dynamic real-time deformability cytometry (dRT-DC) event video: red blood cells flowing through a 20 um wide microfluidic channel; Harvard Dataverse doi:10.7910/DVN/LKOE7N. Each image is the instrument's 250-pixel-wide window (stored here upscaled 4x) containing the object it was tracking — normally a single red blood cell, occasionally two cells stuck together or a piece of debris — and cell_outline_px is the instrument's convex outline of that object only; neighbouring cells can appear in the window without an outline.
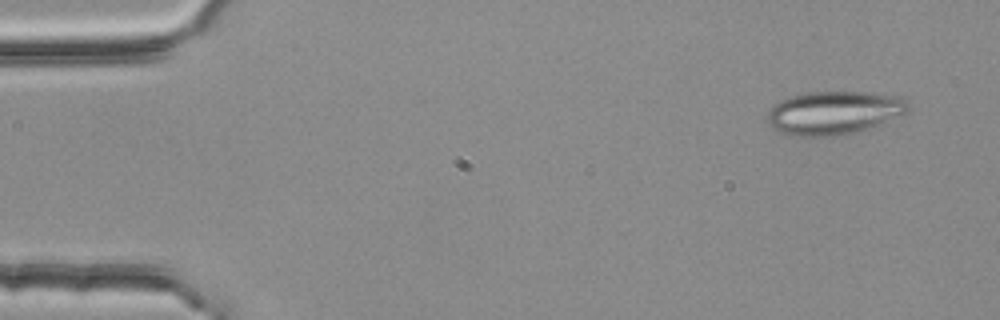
{"species": "common noctule bat (a hibernating species)", "species_latin": "Nyctalus noctula", "temperature_condition": "room temperature", "stored_images_in_passage": 5, "segment_of_instrument_passage": [1, 2], "camera_frame_rate_fps": 3000, "um_per_image_px": 0.085, "animal": {"sex": "female", "body_mass_g": 25.1}, "frame": {"image": 1, "passage_image": 1, "time_ms": 0.0, "image_size_px": [1000, 320], "cell_outline_px": [[912, 108], [908, 112], [856, 132], [836, 136], [792, 136], [780, 132], [772, 128], [768, 124], [768, 112], [772, 104], [780, 100], [804, 92], [872, 92], [904, 96], [908, 100]], "centroid_in_image_um": [70.9, 9.57], "position_along_channel_um": 14.1, "area_um2": 35.95}}
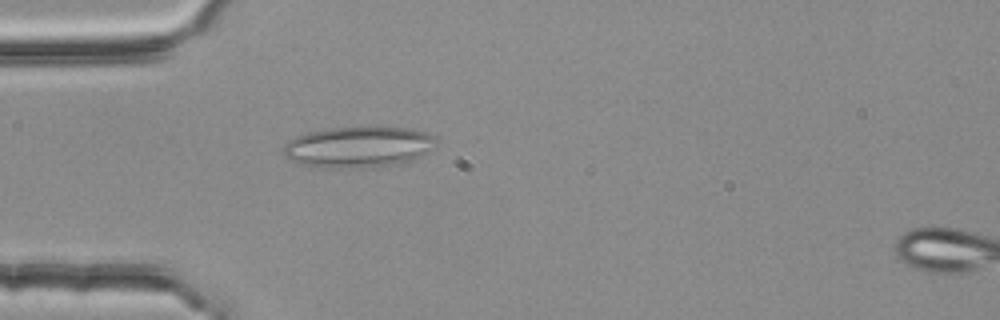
{"frame": {"image": 2, "passage_image": 4, "time_ms": 1.0, "image_size_px": [1000, 320], "cell_outline_px": [[440, 140], [420, 156], [412, 160], [400, 164], [364, 168], [316, 168], [296, 164], [288, 160], [284, 156], [284, 144], [288, 140], [296, 136], [308, 132], [332, 128], [408, 128], [428, 132], [436, 136]], "centroid_in_image_um": [30.43, 12.52], "position_along_channel_um": 54.6, "area_um2": 36.88}}